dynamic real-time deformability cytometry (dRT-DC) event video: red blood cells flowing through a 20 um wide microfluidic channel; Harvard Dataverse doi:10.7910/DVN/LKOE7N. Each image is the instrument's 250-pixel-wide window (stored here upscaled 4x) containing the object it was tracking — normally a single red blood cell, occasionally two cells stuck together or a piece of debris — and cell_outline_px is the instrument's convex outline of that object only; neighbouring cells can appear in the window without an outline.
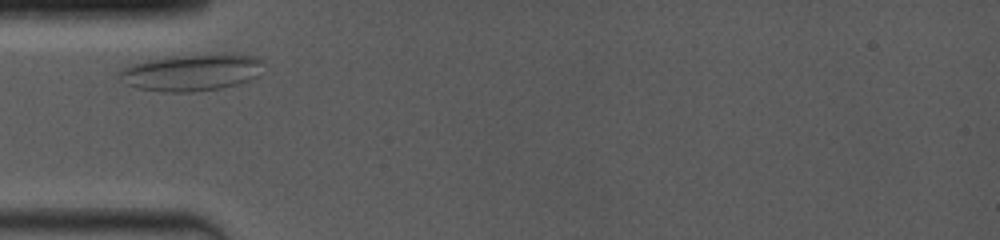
{"species": "common noctule bat (a hibernating species)", "species_latin": "Nyctalus noctula", "temperature_condition": "room temperature", "stored_images_in_passage": 3, "camera_frame_rate_fps": 4000, "um_per_image_px": 0.085, "animal": {"sex": "female", "body_mass_g": 19.0, "forearm_length_mm": 53.3}, "frame": {"image": 1, "passage_image": 1, "time_ms": 0.0, "image_size_px": [1000, 240], "cell_outline_px": [[264, 60], [256, 76], [248, 80], [236, 84], [220, 88], [192, 92], [164, 92], [136, 88], [120, 80], [116, 76], [120, 68], [132, 64], [148, 60], [172, 56], [208, 52], [232, 52], [256, 56]], "centroid_in_image_um": [16.27, 6.11], "position_along_channel_um": 68.7, "area_um2": 31.67}}
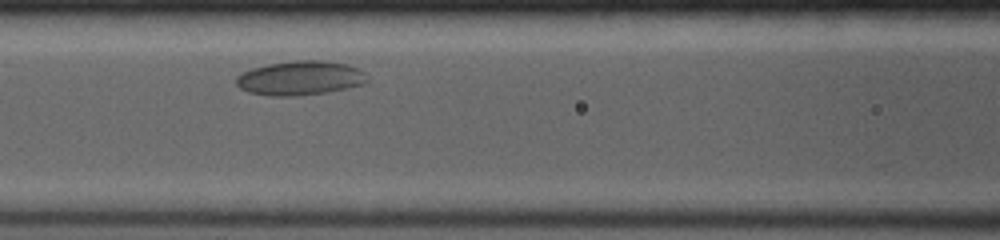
{"frame": {"image": 2, "passage_image": 3, "time_ms": 2.0, "image_size_px": [1000, 240], "cell_outline_px": [[368, 80], [364, 84], [328, 92], [296, 96], [268, 96], [248, 92], [240, 88], [236, 84], [236, 76], [252, 68], [268, 64], [296, 60], [328, 60], [348, 64], [360, 68], [364, 72]], "centroid_in_image_um": [25.53, 6.63], "position_along_channel_um": 141.1, "area_um2": 26.41}}